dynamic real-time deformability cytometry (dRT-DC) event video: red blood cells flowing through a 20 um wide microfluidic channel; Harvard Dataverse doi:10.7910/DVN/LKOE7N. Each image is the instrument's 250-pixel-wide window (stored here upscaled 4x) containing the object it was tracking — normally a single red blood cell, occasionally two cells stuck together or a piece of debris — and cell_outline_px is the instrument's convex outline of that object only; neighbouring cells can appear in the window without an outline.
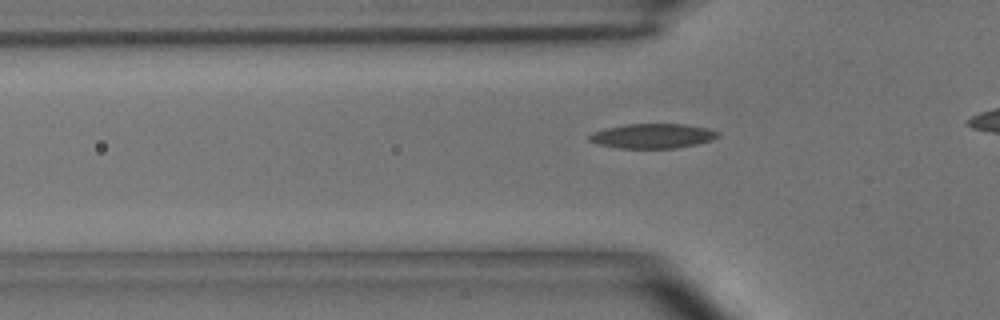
{"species": "common noctule bat (a hibernating species)", "species_latin": "Nyctalus noctula", "temperature_condition": "room temperature", "stored_images_in_passage": 3, "segment_of_instrument_passage": [1, 2], "camera_frame_rate_fps": 3000, "um_per_image_px": 0.085, "animal": {"sex": "male", "body_mass_g": 15.6}, "frame": {"image": 1, "passage_image": 2, "time_ms": 2.0, "image_size_px": [1000, 320], "cell_outline_px": [[720, 136], [712, 140], [696, 144], [676, 148], [620, 148], [596, 144], [588, 140], [588, 136], [604, 128], [624, 124], [684, 124], [708, 128], [720, 132]], "centroid_in_image_um": [55.49, 11.55], "position_along_channel_um": 70.3, "area_um2": 18.55}}